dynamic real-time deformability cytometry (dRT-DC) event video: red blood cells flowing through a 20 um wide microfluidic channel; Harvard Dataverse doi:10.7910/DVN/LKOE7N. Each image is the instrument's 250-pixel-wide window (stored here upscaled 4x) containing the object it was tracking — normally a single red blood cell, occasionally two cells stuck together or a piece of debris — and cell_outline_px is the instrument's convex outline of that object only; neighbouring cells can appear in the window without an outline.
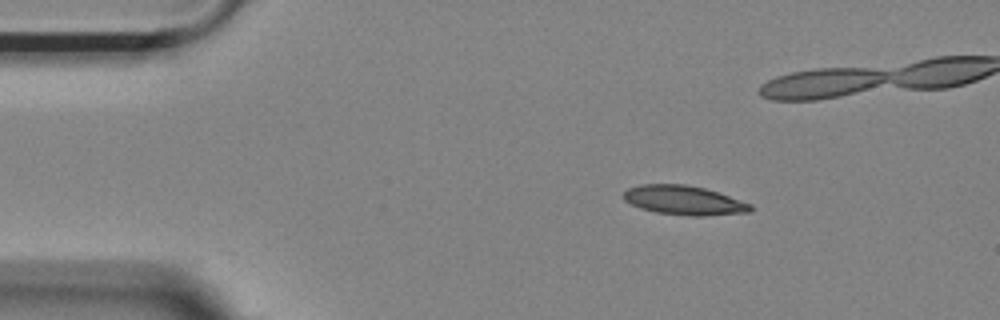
{"species": "Egyptian fruit bat (a non-hibernating species)", "species_latin": "Rousettus aegyptiacus", "temperature_condition": "room temperature", "stored_images_in_passage": 47, "camera_frame_rate_fps": 3000, "um_per_image_px": 0.085, "animal": {"sex": "female"}, "frame": {"image": 1, "passage_image": 1, "time_ms": 0.0, "image_size_px": [1000, 320], "cell_outline_px": [[752, 208], [748, 212], [704, 216], [688, 216], [656, 212], [640, 208], [624, 200], [624, 192], [628, 188], [640, 184], [684, 184], [704, 188], [752, 204]], "centroid_in_image_um": [58.11, 17.02], "position_along_channel_um": 26.9, "area_um2": 21.44}}
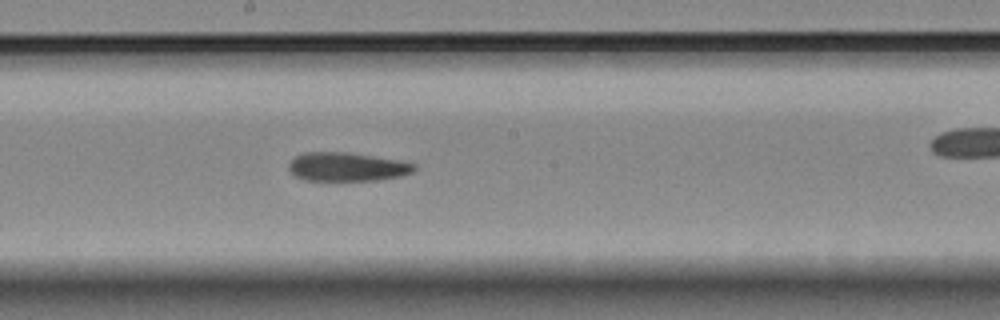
{"frame": {"image": 2, "passage_image": 21, "time_ms": 6.667, "image_size_px": [1000, 320], "cell_outline_px": [[416, 168], [412, 172], [400, 176], [376, 180], [304, 180], [296, 176], [288, 168], [288, 164], [296, 156], [304, 152], [348, 152], [396, 160], [416, 164]], "centroid_in_image_um": [29.47, 14.18], "position_along_channel_um": 218.7, "area_um2": 20.75}}
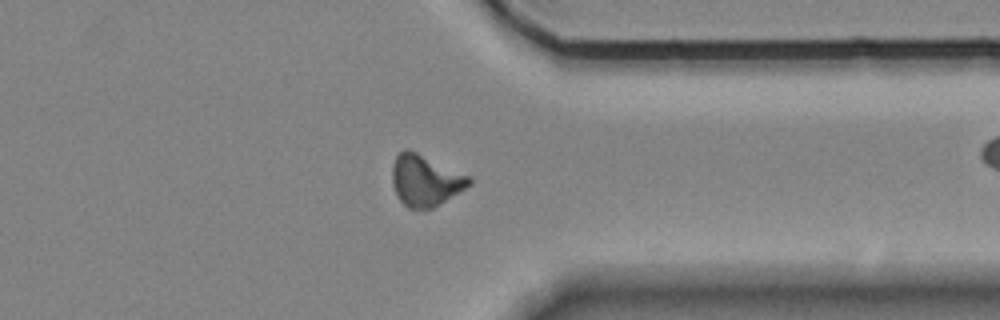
{"frame": {"image": 3, "passage_image": 34, "time_ms": 11.0, "image_size_px": [1000, 320], "cell_outline_px": [[472, 184], [432, 208], [408, 208], [400, 200], [392, 184], [392, 164], [396, 156], [404, 148], [408, 148], [468, 176], [472, 180]], "centroid_in_image_um": [36.11, 15.32], "position_along_channel_um": 375.3, "area_um2": 22.54}, "authors_computed_cell_mechanics": {"area_um2": 21.8484, "velocity_mm_per_s": 3.7019, "shape_relaxation_time_tau1_ms": null, "shape_relaxation_time_tau2_ms": 5.6186, "deformation_change_tau1": null, "deformation_change_tau2": 0.1403}}